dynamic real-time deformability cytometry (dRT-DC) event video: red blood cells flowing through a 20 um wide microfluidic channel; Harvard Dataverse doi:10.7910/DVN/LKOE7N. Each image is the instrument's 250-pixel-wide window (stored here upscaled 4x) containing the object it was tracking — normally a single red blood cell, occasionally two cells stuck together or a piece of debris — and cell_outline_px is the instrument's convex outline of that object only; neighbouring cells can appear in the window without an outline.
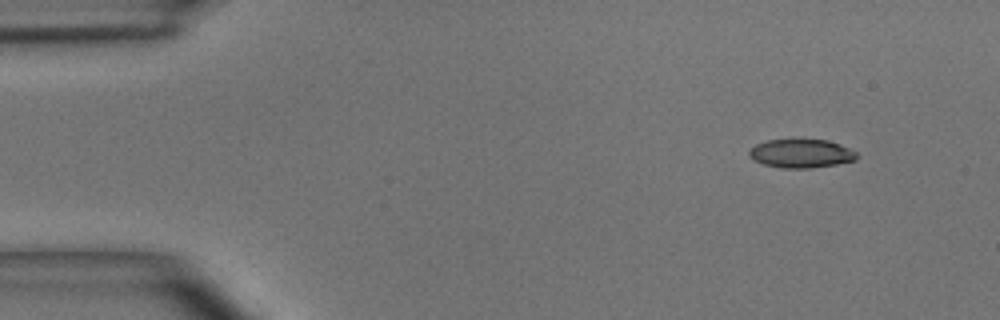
{"species": "common noctule bat (a hibernating species)", "species_latin": "Nyctalus noctula", "temperature_condition": "room temperature", "stored_images_in_passage": 45, "camera_frame_rate_fps": 3000, "um_per_image_px": 0.085, "animal": {"sex": "male", "body_mass_g": 15.6}, "frame": {"image": 1, "passage_image": 1, "time_ms": 0.0, "image_size_px": [1000, 320], "cell_outline_px": [[860, 156], [856, 160], [836, 164], [808, 168], [784, 168], [764, 164], [752, 160], [748, 156], [748, 152], [756, 144], [768, 140], [828, 140], [840, 144], [856, 152]], "centroid_in_image_um": [68.1, 13.05], "position_along_channel_um": 16.9, "area_um2": 17.86}}
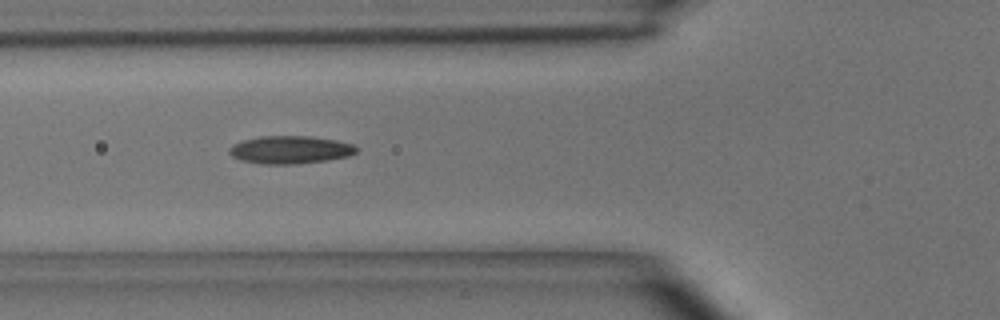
{"frame": {"image": 2, "passage_image": 14, "time_ms": 4.333, "image_size_px": [1000, 320], "cell_outline_px": [[360, 148], [356, 152], [348, 156], [328, 160], [296, 164], [264, 164], [240, 160], [232, 156], [228, 152], [232, 144], [240, 140], [260, 136], [312, 136], [336, 140], [352, 144]], "centroid_in_image_um": [24.66, 12.72], "position_along_channel_um": 101.1, "area_um2": 20.81}}
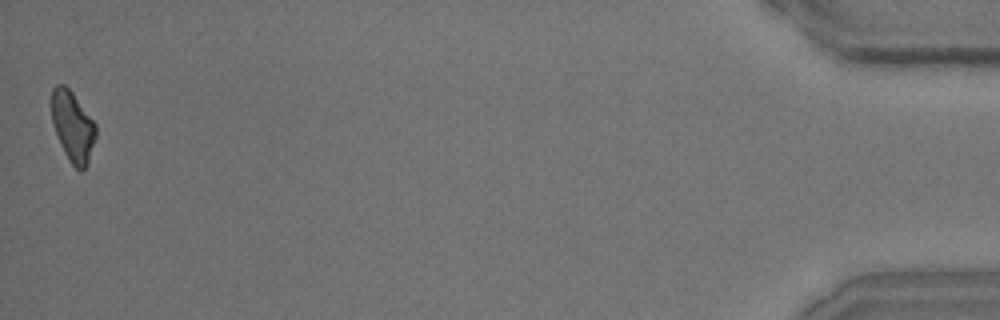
{"frame": {"image": 3, "passage_image": 45, "time_ms": 14.667, "image_size_px": [1000, 320], "cell_outline_px": [[96, 136], [88, 164], [80, 172], [72, 164], [64, 152], [52, 124], [52, 88], [56, 84], [64, 84], [72, 92], [96, 124]], "centroid_in_image_um": [6.19, 10.75], "position_along_channel_um": 429.0, "area_um2": 18.03}, "authors_computed_cell_mechanics": {"area_um2": 19.1318, "velocity_mm_per_s": 4.0634, "shape_relaxation_time_tau1_ms": 4.4845, "shape_relaxation_time_tau2_ms": 3.0246, "deformation_change_tau1": 0.1474, "deformation_change_tau2": 0.1156}}